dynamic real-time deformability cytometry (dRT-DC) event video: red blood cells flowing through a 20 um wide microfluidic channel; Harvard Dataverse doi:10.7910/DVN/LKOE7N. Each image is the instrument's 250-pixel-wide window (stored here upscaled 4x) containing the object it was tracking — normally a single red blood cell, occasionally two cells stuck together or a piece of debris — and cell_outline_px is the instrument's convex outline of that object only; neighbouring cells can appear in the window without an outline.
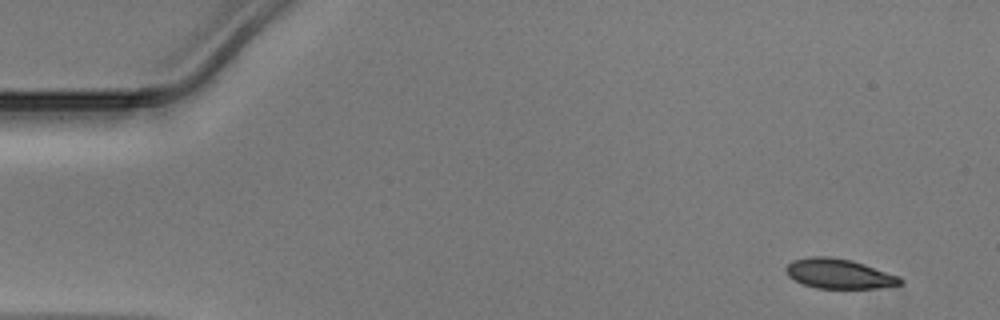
{"species": "Egyptian fruit bat (a non-hibernating species)", "species_latin": "Rousettus aegyptiacus", "temperature_condition": "warm", "stored_images_in_passage": 46, "camera_frame_rate_fps": 3000, "um_per_image_px": 0.085, "animal": {"sex": "male"}, "frame": {"image": 1, "passage_image": 1, "time_ms": 0.0, "image_size_px": [1000, 320], "cell_outline_px": [[904, 280], [900, 284], [876, 288], [816, 288], [804, 284], [788, 276], [784, 268], [792, 260], [808, 256], [828, 256], [852, 260], [900, 276]], "centroid_in_image_um": [71.3, 23.25], "position_along_channel_um": 13.7, "area_um2": 19.83}}
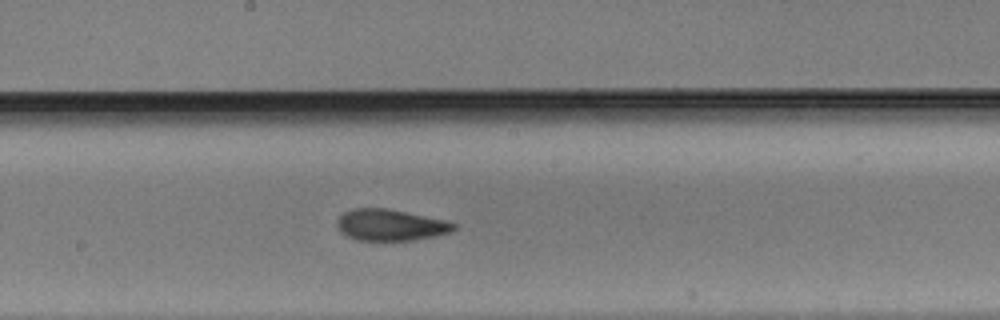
{"frame": {"image": 2, "passage_image": 24, "time_ms": 7.667, "image_size_px": [1000, 320], "cell_outline_px": [[456, 228], [452, 232], [436, 236], [412, 240], [356, 240], [348, 236], [336, 224], [340, 216], [344, 212], [352, 208], [388, 208], [444, 220], [456, 224]], "centroid_in_image_um": [33.22, 19.12], "position_along_channel_um": 215.0, "area_um2": 21.15}}
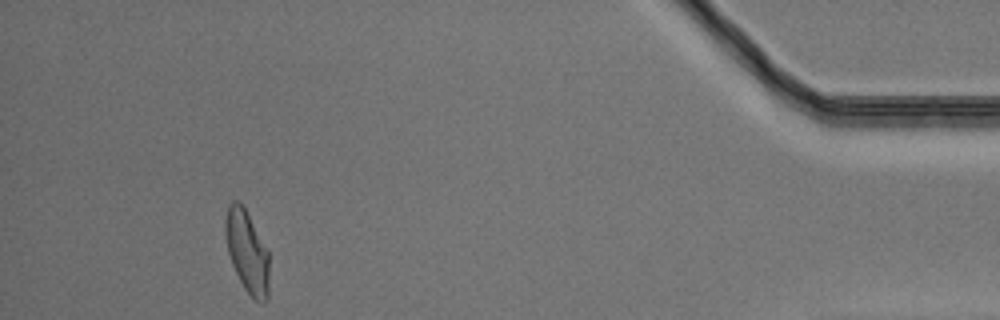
{"frame": {"image": 3, "passage_image": 43, "time_ms": 14.0, "image_size_px": [1000, 320], "cell_outline_px": [[268, 300], [264, 304], [260, 304], [244, 288], [232, 264], [228, 252], [224, 232], [224, 220], [228, 204], [232, 200], [236, 200], [244, 208], [268, 252]], "centroid_in_image_um": [20.98, 21.41], "position_along_channel_um": 414.2, "area_um2": 20.69}}